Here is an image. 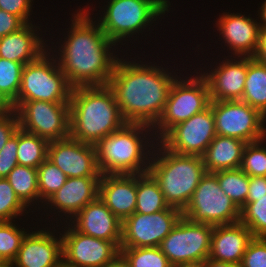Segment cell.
<instances>
[{"label":"cell","mask_w":266,"mask_h":267,"mask_svg":"<svg viewBox=\"0 0 266 267\" xmlns=\"http://www.w3.org/2000/svg\"><path fill=\"white\" fill-rule=\"evenodd\" d=\"M89 12L79 8L77 14L73 13L66 38L61 47L58 50L54 48L51 53L56 56L60 69L73 88L108 85L119 58L113 54L116 45L102 31L97 20L93 21Z\"/></svg>","instance_id":"obj_1"},{"label":"cell","mask_w":266,"mask_h":267,"mask_svg":"<svg viewBox=\"0 0 266 267\" xmlns=\"http://www.w3.org/2000/svg\"><path fill=\"white\" fill-rule=\"evenodd\" d=\"M133 59L118 58L108 86L127 123L153 127L164 111L169 89L177 74L159 64H140L136 63L135 57Z\"/></svg>","instance_id":"obj_2"},{"label":"cell","mask_w":266,"mask_h":267,"mask_svg":"<svg viewBox=\"0 0 266 267\" xmlns=\"http://www.w3.org/2000/svg\"><path fill=\"white\" fill-rule=\"evenodd\" d=\"M69 103V136L80 142L96 145L127 123L108 85L75 87Z\"/></svg>","instance_id":"obj_3"},{"label":"cell","mask_w":266,"mask_h":267,"mask_svg":"<svg viewBox=\"0 0 266 267\" xmlns=\"http://www.w3.org/2000/svg\"><path fill=\"white\" fill-rule=\"evenodd\" d=\"M152 131V127L146 124L126 123L119 130L101 139L95 145L101 174H143L148 172L149 158H151L155 142H157L155 138H152L154 137Z\"/></svg>","instance_id":"obj_4"},{"label":"cell","mask_w":266,"mask_h":267,"mask_svg":"<svg viewBox=\"0 0 266 267\" xmlns=\"http://www.w3.org/2000/svg\"><path fill=\"white\" fill-rule=\"evenodd\" d=\"M148 172L158 182L166 203L183 212L207 171L202 157L172 152L158 141Z\"/></svg>","instance_id":"obj_5"},{"label":"cell","mask_w":266,"mask_h":267,"mask_svg":"<svg viewBox=\"0 0 266 267\" xmlns=\"http://www.w3.org/2000/svg\"><path fill=\"white\" fill-rule=\"evenodd\" d=\"M170 5L169 0H110L97 22L106 36L119 45L126 38L144 32L169 12Z\"/></svg>","instance_id":"obj_6"},{"label":"cell","mask_w":266,"mask_h":267,"mask_svg":"<svg viewBox=\"0 0 266 267\" xmlns=\"http://www.w3.org/2000/svg\"><path fill=\"white\" fill-rule=\"evenodd\" d=\"M196 73L194 77L183 79L177 76L173 81L164 111L152 127L156 141H160L174 126L209 106L211 100L208 82L202 74Z\"/></svg>","instance_id":"obj_7"},{"label":"cell","mask_w":266,"mask_h":267,"mask_svg":"<svg viewBox=\"0 0 266 267\" xmlns=\"http://www.w3.org/2000/svg\"><path fill=\"white\" fill-rule=\"evenodd\" d=\"M48 50L34 62L24 65L18 101L70 102L73 87L60 69L56 56H50L53 50Z\"/></svg>","instance_id":"obj_8"},{"label":"cell","mask_w":266,"mask_h":267,"mask_svg":"<svg viewBox=\"0 0 266 267\" xmlns=\"http://www.w3.org/2000/svg\"><path fill=\"white\" fill-rule=\"evenodd\" d=\"M182 214L191 222L212 226L240 221V209L222 191L216 175L211 172L202 177Z\"/></svg>","instance_id":"obj_9"},{"label":"cell","mask_w":266,"mask_h":267,"mask_svg":"<svg viewBox=\"0 0 266 267\" xmlns=\"http://www.w3.org/2000/svg\"><path fill=\"white\" fill-rule=\"evenodd\" d=\"M213 227L182 216L159 247L173 267L204 262L210 254Z\"/></svg>","instance_id":"obj_10"},{"label":"cell","mask_w":266,"mask_h":267,"mask_svg":"<svg viewBox=\"0 0 266 267\" xmlns=\"http://www.w3.org/2000/svg\"><path fill=\"white\" fill-rule=\"evenodd\" d=\"M11 109L18 115L19 127L27 132L49 142L69 137V102L17 101Z\"/></svg>","instance_id":"obj_11"},{"label":"cell","mask_w":266,"mask_h":267,"mask_svg":"<svg viewBox=\"0 0 266 267\" xmlns=\"http://www.w3.org/2000/svg\"><path fill=\"white\" fill-rule=\"evenodd\" d=\"M216 134L247 143L266 138V117L241 100L210 101Z\"/></svg>","instance_id":"obj_12"},{"label":"cell","mask_w":266,"mask_h":267,"mask_svg":"<svg viewBox=\"0 0 266 267\" xmlns=\"http://www.w3.org/2000/svg\"><path fill=\"white\" fill-rule=\"evenodd\" d=\"M182 216L173 207L153 214L135 212L122 222L120 248L159 247Z\"/></svg>","instance_id":"obj_13"},{"label":"cell","mask_w":266,"mask_h":267,"mask_svg":"<svg viewBox=\"0 0 266 267\" xmlns=\"http://www.w3.org/2000/svg\"><path fill=\"white\" fill-rule=\"evenodd\" d=\"M211 106L174 126L160 142L170 151L202 157L216 136Z\"/></svg>","instance_id":"obj_14"},{"label":"cell","mask_w":266,"mask_h":267,"mask_svg":"<svg viewBox=\"0 0 266 267\" xmlns=\"http://www.w3.org/2000/svg\"><path fill=\"white\" fill-rule=\"evenodd\" d=\"M62 237L63 265L66 267H104L120 249L112 242L76 231L64 222ZM67 226V227H66ZM63 232V234L61 233Z\"/></svg>","instance_id":"obj_15"},{"label":"cell","mask_w":266,"mask_h":267,"mask_svg":"<svg viewBox=\"0 0 266 267\" xmlns=\"http://www.w3.org/2000/svg\"><path fill=\"white\" fill-rule=\"evenodd\" d=\"M47 159L68 178L101 177L95 145L72 137L50 141Z\"/></svg>","instance_id":"obj_16"},{"label":"cell","mask_w":266,"mask_h":267,"mask_svg":"<svg viewBox=\"0 0 266 267\" xmlns=\"http://www.w3.org/2000/svg\"><path fill=\"white\" fill-rule=\"evenodd\" d=\"M14 267H60L63 264L62 237L45 228L27 232L16 258Z\"/></svg>","instance_id":"obj_17"},{"label":"cell","mask_w":266,"mask_h":267,"mask_svg":"<svg viewBox=\"0 0 266 267\" xmlns=\"http://www.w3.org/2000/svg\"><path fill=\"white\" fill-rule=\"evenodd\" d=\"M99 181L100 177L67 178L64 185L47 199L43 205H39L37 209L41 210L39 207L42 208L43 206V209L47 208L45 210H48L49 207L50 212L55 211L54 215L56 214L57 216L58 214L64 221L66 219L65 222L67 223L88 203L98 197ZM45 205L47 206L44 208ZM50 209L53 210L51 211ZM58 212L64 216L67 215L65 219Z\"/></svg>","instance_id":"obj_18"},{"label":"cell","mask_w":266,"mask_h":267,"mask_svg":"<svg viewBox=\"0 0 266 267\" xmlns=\"http://www.w3.org/2000/svg\"><path fill=\"white\" fill-rule=\"evenodd\" d=\"M217 63L215 69L201 74L209 85L211 101L241 100L247 75V57L230 56Z\"/></svg>","instance_id":"obj_19"},{"label":"cell","mask_w":266,"mask_h":267,"mask_svg":"<svg viewBox=\"0 0 266 267\" xmlns=\"http://www.w3.org/2000/svg\"><path fill=\"white\" fill-rule=\"evenodd\" d=\"M68 223L83 234L112 241L119 249L122 240V222L97 197L80 210Z\"/></svg>","instance_id":"obj_20"},{"label":"cell","mask_w":266,"mask_h":267,"mask_svg":"<svg viewBox=\"0 0 266 267\" xmlns=\"http://www.w3.org/2000/svg\"><path fill=\"white\" fill-rule=\"evenodd\" d=\"M224 43L234 56L254 57L258 46L260 23L241 13L223 12L216 21Z\"/></svg>","instance_id":"obj_21"},{"label":"cell","mask_w":266,"mask_h":267,"mask_svg":"<svg viewBox=\"0 0 266 267\" xmlns=\"http://www.w3.org/2000/svg\"><path fill=\"white\" fill-rule=\"evenodd\" d=\"M137 174H105L99 181L98 197L123 222L135 213Z\"/></svg>","instance_id":"obj_22"},{"label":"cell","mask_w":266,"mask_h":267,"mask_svg":"<svg viewBox=\"0 0 266 267\" xmlns=\"http://www.w3.org/2000/svg\"><path fill=\"white\" fill-rule=\"evenodd\" d=\"M252 239L251 231L240 221L214 226L208 258L240 266Z\"/></svg>","instance_id":"obj_23"},{"label":"cell","mask_w":266,"mask_h":267,"mask_svg":"<svg viewBox=\"0 0 266 267\" xmlns=\"http://www.w3.org/2000/svg\"><path fill=\"white\" fill-rule=\"evenodd\" d=\"M37 31H40V27L34 26L31 21L19 30L1 37L0 58L24 65L37 60L49 49Z\"/></svg>","instance_id":"obj_24"},{"label":"cell","mask_w":266,"mask_h":267,"mask_svg":"<svg viewBox=\"0 0 266 267\" xmlns=\"http://www.w3.org/2000/svg\"><path fill=\"white\" fill-rule=\"evenodd\" d=\"M247 142L216 135L202 156L207 172L238 169Z\"/></svg>","instance_id":"obj_25"},{"label":"cell","mask_w":266,"mask_h":267,"mask_svg":"<svg viewBox=\"0 0 266 267\" xmlns=\"http://www.w3.org/2000/svg\"><path fill=\"white\" fill-rule=\"evenodd\" d=\"M241 101L266 117V65L247 57V75Z\"/></svg>","instance_id":"obj_26"},{"label":"cell","mask_w":266,"mask_h":267,"mask_svg":"<svg viewBox=\"0 0 266 267\" xmlns=\"http://www.w3.org/2000/svg\"><path fill=\"white\" fill-rule=\"evenodd\" d=\"M136 213L153 214L168 209L158 182L149 173L137 174Z\"/></svg>","instance_id":"obj_27"},{"label":"cell","mask_w":266,"mask_h":267,"mask_svg":"<svg viewBox=\"0 0 266 267\" xmlns=\"http://www.w3.org/2000/svg\"><path fill=\"white\" fill-rule=\"evenodd\" d=\"M6 179L17 197L29 210H31L29 206H32L33 209L34 204H36V207L39 205L38 172L36 168L16 165Z\"/></svg>","instance_id":"obj_28"},{"label":"cell","mask_w":266,"mask_h":267,"mask_svg":"<svg viewBox=\"0 0 266 267\" xmlns=\"http://www.w3.org/2000/svg\"><path fill=\"white\" fill-rule=\"evenodd\" d=\"M49 141L18 128V165L38 168L48 156Z\"/></svg>","instance_id":"obj_29"},{"label":"cell","mask_w":266,"mask_h":267,"mask_svg":"<svg viewBox=\"0 0 266 267\" xmlns=\"http://www.w3.org/2000/svg\"><path fill=\"white\" fill-rule=\"evenodd\" d=\"M24 64L0 58V100L11 109L18 101Z\"/></svg>","instance_id":"obj_30"},{"label":"cell","mask_w":266,"mask_h":267,"mask_svg":"<svg viewBox=\"0 0 266 267\" xmlns=\"http://www.w3.org/2000/svg\"><path fill=\"white\" fill-rule=\"evenodd\" d=\"M222 191L241 209L249 191L250 177L240 168L214 172Z\"/></svg>","instance_id":"obj_31"},{"label":"cell","mask_w":266,"mask_h":267,"mask_svg":"<svg viewBox=\"0 0 266 267\" xmlns=\"http://www.w3.org/2000/svg\"><path fill=\"white\" fill-rule=\"evenodd\" d=\"M13 221H0V262L11 263L20 249L22 240L28 231L18 228ZM17 224V225H16Z\"/></svg>","instance_id":"obj_32"},{"label":"cell","mask_w":266,"mask_h":267,"mask_svg":"<svg viewBox=\"0 0 266 267\" xmlns=\"http://www.w3.org/2000/svg\"><path fill=\"white\" fill-rule=\"evenodd\" d=\"M240 222L253 237L266 238V196L254 197V202H246L240 209Z\"/></svg>","instance_id":"obj_33"},{"label":"cell","mask_w":266,"mask_h":267,"mask_svg":"<svg viewBox=\"0 0 266 267\" xmlns=\"http://www.w3.org/2000/svg\"><path fill=\"white\" fill-rule=\"evenodd\" d=\"M39 202L43 204L66 182L67 176L46 159L38 168Z\"/></svg>","instance_id":"obj_34"},{"label":"cell","mask_w":266,"mask_h":267,"mask_svg":"<svg viewBox=\"0 0 266 267\" xmlns=\"http://www.w3.org/2000/svg\"><path fill=\"white\" fill-rule=\"evenodd\" d=\"M130 267H173L160 247L120 248Z\"/></svg>","instance_id":"obj_35"},{"label":"cell","mask_w":266,"mask_h":267,"mask_svg":"<svg viewBox=\"0 0 266 267\" xmlns=\"http://www.w3.org/2000/svg\"><path fill=\"white\" fill-rule=\"evenodd\" d=\"M265 139L247 143L241 160L240 169L249 177H266V144Z\"/></svg>","instance_id":"obj_36"},{"label":"cell","mask_w":266,"mask_h":267,"mask_svg":"<svg viewBox=\"0 0 266 267\" xmlns=\"http://www.w3.org/2000/svg\"><path fill=\"white\" fill-rule=\"evenodd\" d=\"M25 212L29 213L9 181L6 178H0V221H13Z\"/></svg>","instance_id":"obj_37"},{"label":"cell","mask_w":266,"mask_h":267,"mask_svg":"<svg viewBox=\"0 0 266 267\" xmlns=\"http://www.w3.org/2000/svg\"><path fill=\"white\" fill-rule=\"evenodd\" d=\"M239 267H266V238L253 237Z\"/></svg>","instance_id":"obj_38"},{"label":"cell","mask_w":266,"mask_h":267,"mask_svg":"<svg viewBox=\"0 0 266 267\" xmlns=\"http://www.w3.org/2000/svg\"><path fill=\"white\" fill-rule=\"evenodd\" d=\"M18 149V129L12 135L4 148L0 151V178H6L9 173L18 165L17 160Z\"/></svg>","instance_id":"obj_39"},{"label":"cell","mask_w":266,"mask_h":267,"mask_svg":"<svg viewBox=\"0 0 266 267\" xmlns=\"http://www.w3.org/2000/svg\"><path fill=\"white\" fill-rule=\"evenodd\" d=\"M18 128V115L14 110L7 108L0 112V151Z\"/></svg>","instance_id":"obj_40"},{"label":"cell","mask_w":266,"mask_h":267,"mask_svg":"<svg viewBox=\"0 0 266 267\" xmlns=\"http://www.w3.org/2000/svg\"><path fill=\"white\" fill-rule=\"evenodd\" d=\"M32 2L33 0H0V9L19 17L27 24L31 23Z\"/></svg>","instance_id":"obj_41"},{"label":"cell","mask_w":266,"mask_h":267,"mask_svg":"<svg viewBox=\"0 0 266 267\" xmlns=\"http://www.w3.org/2000/svg\"><path fill=\"white\" fill-rule=\"evenodd\" d=\"M24 25L19 17L0 9V38L19 30Z\"/></svg>","instance_id":"obj_42"},{"label":"cell","mask_w":266,"mask_h":267,"mask_svg":"<svg viewBox=\"0 0 266 267\" xmlns=\"http://www.w3.org/2000/svg\"><path fill=\"white\" fill-rule=\"evenodd\" d=\"M266 196V177H250L249 191L246 202H254V197Z\"/></svg>","instance_id":"obj_43"},{"label":"cell","mask_w":266,"mask_h":267,"mask_svg":"<svg viewBox=\"0 0 266 267\" xmlns=\"http://www.w3.org/2000/svg\"><path fill=\"white\" fill-rule=\"evenodd\" d=\"M262 65H266V26H260L258 46L254 57Z\"/></svg>","instance_id":"obj_44"},{"label":"cell","mask_w":266,"mask_h":267,"mask_svg":"<svg viewBox=\"0 0 266 267\" xmlns=\"http://www.w3.org/2000/svg\"><path fill=\"white\" fill-rule=\"evenodd\" d=\"M104 267H130V264L124 257V255L120 252Z\"/></svg>","instance_id":"obj_45"},{"label":"cell","mask_w":266,"mask_h":267,"mask_svg":"<svg viewBox=\"0 0 266 267\" xmlns=\"http://www.w3.org/2000/svg\"><path fill=\"white\" fill-rule=\"evenodd\" d=\"M207 267H239V266L226 263L223 261H217L212 258H207Z\"/></svg>","instance_id":"obj_46"},{"label":"cell","mask_w":266,"mask_h":267,"mask_svg":"<svg viewBox=\"0 0 266 267\" xmlns=\"http://www.w3.org/2000/svg\"><path fill=\"white\" fill-rule=\"evenodd\" d=\"M261 10H259V23H260V26H266V0L264 1V3L261 5V8H259Z\"/></svg>","instance_id":"obj_47"},{"label":"cell","mask_w":266,"mask_h":267,"mask_svg":"<svg viewBox=\"0 0 266 267\" xmlns=\"http://www.w3.org/2000/svg\"><path fill=\"white\" fill-rule=\"evenodd\" d=\"M178 267H207V259L204 262L190 263V264H185V265H181Z\"/></svg>","instance_id":"obj_48"},{"label":"cell","mask_w":266,"mask_h":267,"mask_svg":"<svg viewBox=\"0 0 266 267\" xmlns=\"http://www.w3.org/2000/svg\"><path fill=\"white\" fill-rule=\"evenodd\" d=\"M0 267H14L12 263L0 262Z\"/></svg>","instance_id":"obj_49"},{"label":"cell","mask_w":266,"mask_h":267,"mask_svg":"<svg viewBox=\"0 0 266 267\" xmlns=\"http://www.w3.org/2000/svg\"><path fill=\"white\" fill-rule=\"evenodd\" d=\"M8 107L0 100V111L6 110Z\"/></svg>","instance_id":"obj_50"}]
</instances>
